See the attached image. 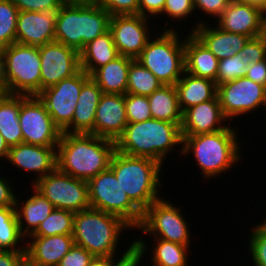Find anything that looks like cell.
Wrapping results in <instances>:
<instances>
[{"label": "cell", "instance_id": "1", "mask_svg": "<svg viewBox=\"0 0 266 266\" xmlns=\"http://www.w3.org/2000/svg\"><path fill=\"white\" fill-rule=\"evenodd\" d=\"M234 125L236 127H232L230 123L225 129L213 133L182 136L181 158L188 159L192 154L190 158L198 166L195 168L201 173L202 180L210 181L222 177V174H228L234 170V166L243 163V141L239 139V127Z\"/></svg>", "mask_w": 266, "mask_h": 266}, {"label": "cell", "instance_id": "2", "mask_svg": "<svg viewBox=\"0 0 266 266\" xmlns=\"http://www.w3.org/2000/svg\"><path fill=\"white\" fill-rule=\"evenodd\" d=\"M115 141L94 134L62 133L57 145V168L89 181L110 166Z\"/></svg>", "mask_w": 266, "mask_h": 266}, {"label": "cell", "instance_id": "3", "mask_svg": "<svg viewBox=\"0 0 266 266\" xmlns=\"http://www.w3.org/2000/svg\"><path fill=\"white\" fill-rule=\"evenodd\" d=\"M128 230L134 232L120 217L89 208L75 213L72 237L75 245L85 248L93 256H124L135 247L134 236L127 246L120 241ZM121 243L126 247L123 252L119 250Z\"/></svg>", "mask_w": 266, "mask_h": 266}, {"label": "cell", "instance_id": "4", "mask_svg": "<svg viewBox=\"0 0 266 266\" xmlns=\"http://www.w3.org/2000/svg\"><path fill=\"white\" fill-rule=\"evenodd\" d=\"M115 148L116 151L126 155L154 159L164 166L168 154L173 155L179 151L177 157L182 156L181 127L175 123L153 118L143 122L128 123L115 141Z\"/></svg>", "mask_w": 266, "mask_h": 266}, {"label": "cell", "instance_id": "5", "mask_svg": "<svg viewBox=\"0 0 266 266\" xmlns=\"http://www.w3.org/2000/svg\"><path fill=\"white\" fill-rule=\"evenodd\" d=\"M109 168L123 191L142 212L164 196L161 195L166 184H162L164 166L158 161L115 151Z\"/></svg>", "mask_w": 266, "mask_h": 266}, {"label": "cell", "instance_id": "6", "mask_svg": "<svg viewBox=\"0 0 266 266\" xmlns=\"http://www.w3.org/2000/svg\"><path fill=\"white\" fill-rule=\"evenodd\" d=\"M111 15L98 4L66 5L58 10L55 41L81 52L85 45L109 30Z\"/></svg>", "mask_w": 266, "mask_h": 266}, {"label": "cell", "instance_id": "7", "mask_svg": "<svg viewBox=\"0 0 266 266\" xmlns=\"http://www.w3.org/2000/svg\"><path fill=\"white\" fill-rule=\"evenodd\" d=\"M180 31L155 32L137 58L163 85H175L185 72L184 45L188 32Z\"/></svg>", "mask_w": 266, "mask_h": 266}, {"label": "cell", "instance_id": "8", "mask_svg": "<svg viewBox=\"0 0 266 266\" xmlns=\"http://www.w3.org/2000/svg\"><path fill=\"white\" fill-rule=\"evenodd\" d=\"M169 198L162 197L153 202L144 212L142 221L137 228L143 236L163 239L192 247L193 233L189 229L191 225L186 219L182 205L177 206ZM191 245V246H190Z\"/></svg>", "mask_w": 266, "mask_h": 266}, {"label": "cell", "instance_id": "9", "mask_svg": "<svg viewBox=\"0 0 266 266\" xmlns=\"http://www.w3.org/2000/svg\"><path fill=\"white\" fill-rule=\"evenodd\" d=\"M88 193L90 208L118 216L137 231L143 212L123 191L110 168L88 181Z\"/></svg>", "mask_w": 266, "mask_h": 266}, {"label": "cell", "instance_id": "10", "mask_svg": "<svg viewBox=\"0 0 266 266\" xmlns=\"http://www.w3.org/2000/svg\"><path fill=\"white\" fill-rule=\"evenodd\" d=\"M2 51L5 58L7 93L38 95L41 77L39 47L15 42L2 48Z\"/></svg>", "mask_w": 266, "mask_h": 266}, {"label": "cell", "instance_id": "11", "mask_svg": "<svg viewBox=\"0 0 266 266\" xmlns=\"http://www.w3.org/2000/svg\"><path fill=\"white\" fill-rule=\"evenodd\" d=\"M217 97L224 117L233 124L239 116L264 111L266 87L242 77L217 85Z\"/></svg>", "mask_w": 266, "mask_h": 266}, {"label": "cell", "instance_id": "12", "mask_svg": "<svg viewBox=\"0 0 266 266\" xmlns=\"http://www.w3.org/2000/svg\"><path fill=\"white\" fill-rule=\"evenodd\" d=\"M33 186L55 209L79 212L90 208L88 182L77 179L56 168Z\"/></svg>", "mask_w": 266, "mask_h": 266}, {"label": "cell", "instance_id": "13", "mask_svg": "<svg viewBox=\"0 0 266 266\" xmlns=\"http://www.w3.org/2000/svg\"><path fill=\"white\" fill-rule=\"evenodd\" d=\"M90 78L91 76L81 69L72 77L43 89L37 95L61 131L72 122L82 86Z\"/></svg>", "mask_w": 266, "mask_h": 266}, {"label": "cell", "instance_id": "14", "mask_svg": "<svg viewBox=\"0 0 266 266\" xmlns=\"http://www.w3.org/2000/svg\"><path fill=\"white\" fill-rule=\"evenodd\" d=\"M19 123L23 143L57 147L62 131L54 124L37 95H22Z\"/></svg>", "mask_w": 266, "mask_h": 266}, {"label": "cell", "instance_id": "15", "mask_svg": "<svg viewBox=\"0 0 266 266\" xmlns=\"http://www.w3.org/2000/svg\"><path fill=\"white\" fill-rule=\"evenodd\" d=\"M153 21L139 14L111 16L109 30L119 55L137 59L149 39L161 28L160 24L157 26Z\"/></svg>", "mask_w": 266, "mask_h": 266}, {"label": "cell", "instance_id": "16", "mask_svg": "<svg viewBox=\"0 0 266 266\" xmlns=\"http://www.w3.org/2000/svg\"><path fill=\"white\" fill-rule=\"evenodd\" d=\"M41 60L40 92L81 70L80 53L63 43L53 41L39 46Z\"/></svg>", "mask_w": 266, "mask_h": 266}, {"label": "cell", "instance_id": "17", "mask_svg": "<svg viewBox=\"0 0 266 266\" xmlns=\"http://www.w3.org/2000/svg\"><path fill=\"white\" fill-rule=\"evenodd\" d=\"M6 162L9 166L15 167L11 168L12 171L17 169L19 173L22 171V175L27 172V175L33 173L34 179L28 182L33 185L57 168V147L20 143L9 148Z\"/></svg>", "mask_w": 266, "mask_h": 266}, {"label": "cell", "instance_id": "18", "mask_svg": "<svg viewBox=\"0 0 266 266\" xmlns=\"http://www.w3.org/2000/svg\"><path fill=\"white\" fill-rule=\"evenodd\" d=\"M214 22L221 30L253 38L262 35L266 20L259 8L231 0Z\"/></svg>", "mask_w": 266, "mask_h": 266}, {"label": "cell", "instance_id": "19", "mask_svg": "<svg viewBox=\"0 0 266 266\" xmlns=\"http://www.w3.org/2000/svg\"><path fill=\"white\" fill-rule=\"evenodd\" d=\"M230 122L224 117L217 95L209 101L183 112L181 136H195L225 129Z\"/></svg>", "mask_w": 266, "mask_h": 266}, {"label": "cell", "instance_id": "20", "mask_svg": "<svg viewBox=\"0 0 266 266\" xmlns=\"http://www.w3.org/2000/svg\"><path fill=\"white\" fill-rule=\"evenodd\" d=\"M56 15L57 11H19L16 42L39 47L55 41Z\"/></svg>", "mask_w": 266, "mask_h": 266}, {"label": "cell", "instance_id": "21", "mask_svg": "<svg viewBox=\"0 0 266 266\" xmlns=\"http://www.w3.org/2000/svg\"><path fill=\"white\" fill-rule=\"evenodd\" d=\"M127 124L124 95L102 93L95 115L94 135L116 141Z\"/></svg>", "mask_w": 266, "mask_h": 266}, {"label": "cell", "instance_id": "22", "mask_svg": "<svg viewBox=\"0 0 266 266\" xmlns=\"http://www.w3.org/2000/svg\"><path fill=\"white\" fill-rule=\"evenodd\" d=\"M74 245L72 235L29 236L25 260L34 266H57Z\"/></svg>", "mask_w": 266, "mask_h": 266}, {"label": "cell", "instance_id": "23", "mask_svg": "<svg viewBox=\"0 0 266 266\" xmlns=\"http://www.w3.org/2000/svg\"><path fill=\"white\" fill-rule=\"evenodd\" d=\"M144 239L135 238V248L140 252L144 263H146L145 261L150 263L148 266H193L191 265L193 263L188 260L189 256L192 257L189 254L193 253L190 250L191 247L158 238H152L150 244V241ZM148 257L151 261L147 259Z\"/></svg>", "mask_w": 266, "mask_h": 266}, {"label": "cell", "instance_id": "24", "mask_svg": "<svg viewBox=\"0 0 266 266\" xmlns=\"http://www.w3.org/2000/svg\"><path fill=\"white\" fill-rule=\"evenodd\" d=\"M28 187L32 190V195L25 196V193L22 195L17 193L15 203L19 230L25 238L29 237L55 209L33 185H28ZM18 194L20 197L24 195L27 198H22V201Z\"/></svg>", "mask_w": 266, "mask_h": 266}, {"label": "cell", "instance_id": "25", "mask_svg": "<svg viewBox=\"0 0 266 266\" xmlns=\"http://www.w3.org/2000/svg\"><path fill=\"white\" fill-rule=\"evenodd\" d=\"M218 60L238 54L249 37L221 30L215 23L200 24L192 32Z\"/></svg>", "mask_w": 266, "mask_h": 266}, {"label": "cell", "instance_id": "26", "mask_svg": "<svg viewBox=\"0 0 266 266\" xmlns=\"http://www.w3.org/2000/svg\"><path fill=\"white\" fill-rule=\"evenodd\" d=\"M101 95V88L90 78L82 86L72 122L62 133L94 134L95 115Z\"/></svg>", "mask_w": 266, "mask_h": 266}, {"label": "cell", "instance_id": "27", "mask_svg": "<svg viewBox=\"0 0 266 266\" xmlns=\"http://www.w3.org/2000/svg\"><path fill=\"white\" fill-rule=\"evenodd\" d=\"M184 50L185 72L216 83L219 60L193 33L185 36Z\"/></svg>", "mask_w": 266, "mask_h": 266}, {"label": "cell", "instance_id": "28", "mask_svg": "<svg viewBox=\"0 0 266 266\" xmlns=\"http://www.w3.org/2000/svg\"><path fill=\"white\" fill-rule=\"evenodd\" d=\"M182 112L191 106L212 100L217 95V85L207 78H199L184 72L175 84Z\"/></svg>", "mask_w": 266, "mask_h": 266}, {"label": "cell", "instance_id": "29", "mask_svg": "<svg viewBox=\"0 0 266 266\" xmlns=\"http://www.w3.org/2000/svg\"><path fill=\"white\" fill-rule=\"evenodd\" d=\"M133 60L120 55L113 61L98 68L91 75V79L101 88L102 93L125 95L129 66Z\"/></svg>", "mask_w": 266, "mask_h": 266}, {"label": "cell", "instance_id": "30", "mask_svg": "<svg viewBox=\"0 0 266 266\" xmlns=\"http://www.w3.org/2000/svg\"><path fill=\"white\" fill-rule=\"evenodd\" d=\"M119 55L110 30L85 45L80 52V66L89 76Z\"/></svg>", "mask_w": 266, "mask_h": 266}, {"label": "cell", "instance_id": "31", "mask_svg": "<svg viewBox=\"0 0 266 266\" xmlns=\"http://www.w3.org/2000/svg\"><path fill=\"white\" fill-rule=\"evenodd\" d=\"M22 95L5 93L0 98V134L10 147L23 143L19 123Z\"/></svg>", "mask_w": 266, "mask_h": 266}, {"label": "cell", "instance_id": "32", "mask_svg": "<svg viewBox=\"0 0 266 266\" xmlns=\"http://www.w3.org/2000/svg\"><path fill=\"white\" fill-rule=\"evenodd\" d=\"M153 119L182 125L183 112L180 109L175 85H162L148 96Z\"/></svg>", "mask_w": 266, "mask_h": 266}, {"label": "cell", "instance_id": "33", "mask_svg": "<svg viewBox=\"0 0 266 266\" xmlns=\"http://www.w3.org/2000/svg\"><path fill=\"white\" fill-rule=\"evenodd\" d=\"M26 238L19 230L15 206L0 207V250L25 251Z\"/></svg>", "mask_w": 266, "mask_h": 266}, {"label": "cell", "instance_id": "34", "mask_svg": "<svg viewBox=\"0 0 266 266\" xmlns=\"http://www.w3.org/2000/svg\"><path fill=\"white\" fill-rule=\"evenodd\" d=\"M193 14L195 15L192 21L196 20L195 21L196 23L192 22L193 26H191V29L189 26L188 28L189 30L187 31L188 33H192L200 25V20L198 18L195 19L196 13L194 9L193 0H166L163 12L158 16V19L156 21H158L159 18H161V16L162 18L159 21L163 20L164 18L166 19L164 21L165 23L163 24L164 26L160 30H180L178 29L180 27L182 30V25H184L182 23L187 24L186 20H188V23L191 22L189 20L193 18ZM170 21L172 22V24ZM173 21L175 23L176 22L179 23L180 26L178 28L177 26L175 27V23ZM182 21H186V22H182Z\"/></svg>", "mask_w": 266, "mask_h": 266}, {"label": "cell", "instance_id": "35", "mask_svg": "<svg viewBox=\"0 0 266 266\" xmlns=\"http://www.w3.org/2000/svg\"><path fill=\"white\" fill-rule=\"evenodd\" d=\"M162 85L158 78L137 59L130 63L126 93L149 96Z\"/></svg>", "mask_w": 266, "mask_h": 266}, {"label": "cell", "instance_id": "36", "mask_svg": "<svg viewBox=\"0 0 266 266\" xmlns=\"http://www.w3.org/2000/svg\"><path fill=\"white\" fill-rule=\"evenodd\" d=\"M75 213L54 209L30 236L72 235Z\"/></svg>", "mask_w": 266, "mask_h": 266}, {"label": "cell", "instance_id": "37", "mask_svg": "<svg viewBox=\"0 0 266 266\" xmlns=\"http://www.w3.org/2000/svg\"><path fill=\"white\" fill-rule=\"evenodd\" d=\"M19 10L10 0H0V47L16 42V24Z\"/></svg>", "mask_w": 266, "mask_h": 266}, {"label": "cell", "instance_id": "38", "mask_svg": "<svg viewBox=\"0 0 266 266\" xmlns=\"http://www.w3.org/2000/svg\"><path fill=\"white\" fill-rule=\"evenodd\" d=\"M248 65L240 53L219 60L216 85L245 77Z\"/></svg>", "mask_w": 266, "mask_h": 266}, {"label": "cell", "instance_id": "39", "mask_svg": "<svg viewBox=\"0 0 266 266\" xmlns=\"http://www.w3.org/2000/svg\"><path fill=\"white\" fill-rule=\"evenodd\" d=\"M128 123L143 122L152 119L148 96L126 93L124 95Z\"/></svg>", "mask_w": 266, "mask_h": 266}, {"label": "cell", "instance_id": "40", "mask_svg": "<svg viewBox=\"0 0 266 266\" xmlns=\"http://www.w3.org/2000/svg\"><path fill=\"white\" fill-rule=\"evenodd\" d=\"M248 231L249 235L246 236V245L249 253L247 260L249 259L252 265H266V235L262 233L255 225L250 227Z\"/></svg>", "mask_w": 266, "mask_h": 266}, {"label": "cell", "instance_id": "41", "mask_svg": "<svg viewBox=\"0 0 266 266\" xmlns=\"http://www.w3.org/2000/svg\"><path fill=\"white\" fill-rule=\"evenodd\" d=\"M230 2L231 0H193L194 9L196 10L195 12H197L196 15L200 13L199 16L196 17H198L199 19L200 17L203 18H201L200 24L209 22L212 23L213 21H209L210 19L215 21L221 15V13L228 7ZM202 14L207 19H205Z\"/></svg>", "mask_w": 266, "mask_h": 266}, {"label": "cell", "instance_id": "42", "mask_svg": "<svg viewBox=\"0 0 266 266\" xmlns=\"http://www.w3.org/2000/svg\"><path fill=\"white\" fill-rule=\"evenodd\" d=\"M239 53L249 64L266 59V42L263 36L249 38Z\"/></svg>", "mask_w": 266, "mask_h": 266}, {"label": "cell", "instance_id": "43", "mask_svg": "<svg viewBox=\"0 0 266 266\" xmlns=\"http://www.w3.org/2000/svg\"><path fill=\"white\" fill-rule=\"evenodd\" d=\"M19 11L49 12L57 11L63 0H10Z\"/></svg>", "mask_w": 266, "mask_h": 266}, {"label": "cell", "instance_id": "44", "mask_svg": "<svg viewBox=\"0 0 266 266\" xmlns=\"http://www.w3.org/2000/svg\"><path fill=\"white\" fill-rule=\"evenodd\" d=\"M98 5L111 16L138 14V0H98Z\"/></svg>", "mask_w": 266, "mask_h": 266}, {"label": "cell", "instance_id": "45", "mask_svg": "<svg viewBox=\"0 0 266 266\" xmlns=\"http://www.w3.org/2000/svg\"><path fill=\"white\" fill-rule=\"evenodd\" d=\"M93 257L85 248L74 244L57 266H89Z\"/></svg>", "mask_w": 266, "mask_h": 266}, {"label": "cell", "instance_id": "46", "mask_svg": "<svg viewBox=\"0 0 266 266\" xmlns=\"http://www.w3.org/2000/svg\"><path fill=\"white\" fill-rule=\"evenodd\" d=\"M5 175V173L4 175L0 174V207L15 206L17 196V193H15L17 192L16 186L13 183L14 181Z\"/></svg>", "mask_w": 266, "mask_h": 266}, {"label": "cell", "instance_id": "47", "mask_svg": "<svg viewBox=\"0 0 266 266\" xmlns=\"http://www.w3.org/2000/svg\"><path fill=\"white\" fill-rule=\"evenodd\" d=\"M166 0H138V14L150 19L157 17L163 12Z\"/></svg>", "mask_w": 266, "mask_h": 266}, {"label": "cell", "instance_id": "48", "mask_svg": "<svg viewBox=\"0 0 266 266\" xmlns=\"http://www.w3.org/2000/svg\"><path fill=\"white\" fill-rule=\"evenodd\" d=\"M245 77L266 87V59L250 63Z\"/></svg>", "mask_w": 266, "mask_h": 266}, {"label": "cell", "instance_id": "49", "mask_svg": "<svg viewBox=\"0 0 266 266\" xmlns=\"http://www.w3.org/2000/svg\"><path fill=\"white\" fill-rule=\"evenodd\" d=\"M25 261V251L0 250V266H21Z\"/></svg>", "mask_w": 266, "mask_h": 266}, {"label": "cell", "instance_id": "50", "mask_svg": "<svg viewBox=\"0 0 266 266\" xmlns=\"http://www.w3.org/2000/svg\"><path fill=\"white\" fill-rule=\"evenodd\" d=\"M144 264L140 252L134 247L128 254L121 257L113 266H139Z\"/></svg>", "mask_w": 266, "mask_h": 266}, {"label": "cell", "instance_id": "51", "mask_svg": "<svg viewBox=\"0 0 266 266\" xmlns=\"http://www.w3.org/2000/svg\"><path fill=\"white\" fill-rule=\"evenodd\" d=\"M123 256H94L89 266H113Z\"/></svg>", "mask_w": 266, "mask_h": 266}, {"label": "cell", "instance_id": "52", "mask_svg": "<svg viewBox=\"0 0 266 266\" xmlns=\"http://www.w3.org/2000/svg\"><path fill=\"white\" fill-rule=\"evenodd\" d=\"M0 88L7 93V81L5 72V58L3 51H0Z\"/></svg>", "mask_w": 266, "mask_h": 266}, {"label": "cell", "instance_id": "53", "mask_svg": "<svg viewBox=\"0 0 266 266\" xmlns=\"http://www.w3.org/2000/svg\"><path fill=\"white\" fill-rule=\"evenodd\" d=\"M9 146L6 144L4 137L0 134V163L5 165V161L8 157Z\"/></svg>", "mask_w": 266, "mask_h": 266}, {"label": "cell", "instance_id": "54", "mask_svg": "<svg viewBox=\"0 0 266 266\" xmlns=\"http://www.w3.org/2000/svg\"><path fill=\"white\" fill-rule=\"evenodd\" d=\"M243 3H247L250 6L259 8L263 13L266 14V0H236Z\"/></svg>", "mask_w": 266, "mask_h": 266}, {"label": "cell", "instance_id": "55", "mask_svg": "<svg viewBox=\"0 0 266 266\" xmlns=\"http://www.w3.org/2000/svg\"><path fill=\"white\" fill-rule=\"evenodd\" d=\"M66 5H96L98 0H63Z\"/></svg>", "mask_w": 266, "mask_h": 266}, {"label": "cell", "instance_id": "56", "mask_svg": "<svg viewBox=\"0 0 266 266\" xmlns=\"http://www.w3.org/2000/svg\"><path fill=\"white\" fill-rule=\"evenodd\" d=\"M259 221V222H258ZM257 223L254 225L262 232L266 235V216L265 219H263L261 222L260 220H258Z\"/></svg>", "mask_w": 266, "mask_h": 266}, {"label": "cell", "instance_id": "57", "mask_svg": "<svg viewBox=\"0 0 266 266\" xmlns=\"http://www.w3.org/2000/svg\"><path fill=\"white\" fill-rule=\"evenodd\" d=\"M262 36H263V38H264V40L266 42V22H265L264 31L262 33Z\"/></svg>", "mask_w": 266, "mask_h": 266}, {"label": "cell", "instance_id": "58", "mask_svg": "<svg viewBox=\"0 0 266 266\" xmlns=\"http://www.w3.org/2000/svg\"><path fill=\"white\" fill-rule=\"evenodd\" d=\"M21 266H34V265L30 264L28 261L25 260V261L22 263Z\"/></svg>", "mask_w": 266, "mask_h": 266}, {"label": "cell", "instance_id": "59", "mask_svg": "<svg viewBox=\"0 0 266 266\" xmlns=\"http://www.w3.org/2000/svg\"><path fill=\"white\" fill-rule=\"evenodd\" d=\"M5 94V92L0 88V98Z\"/></svg>", "mask_w": 266, "mask_h": 266}, {"label": "cell", "instance_id": "60", "mask_svg": "<svg viewBox=\"0 0 266 266\" xmlns=\"http://www.w3.org/2000/svg\"><path fill=\"white\" fill-rule=\"evenodd\" d=\"M266 110V102H265V107H264V111ZM263 114H266V111H265V113H263ZM266 116V115H265ZM264 118H266V117H264ZM264 121H266L265 119H264Z\"/></svg>", "mask_w": 266, "mask_h": 266}]
</instances>
